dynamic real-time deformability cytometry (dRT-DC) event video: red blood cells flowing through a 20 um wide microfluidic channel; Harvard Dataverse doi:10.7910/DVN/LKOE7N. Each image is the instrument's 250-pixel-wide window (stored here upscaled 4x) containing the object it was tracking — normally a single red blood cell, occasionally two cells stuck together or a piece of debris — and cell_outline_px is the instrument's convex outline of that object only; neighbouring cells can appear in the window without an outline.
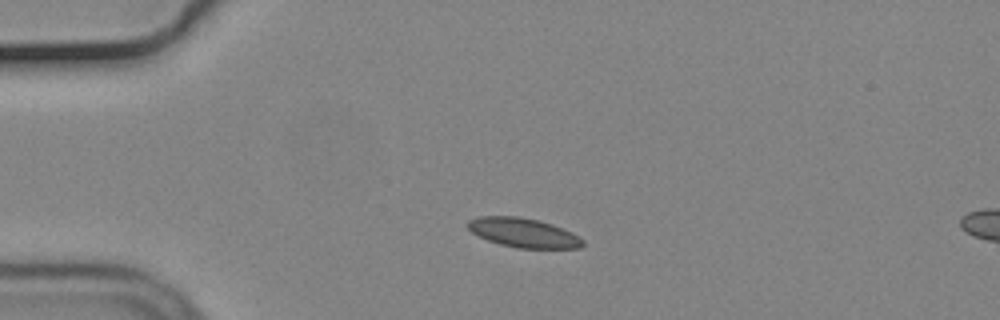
{"species": "common noctule bat (a hibernating species)", "species_latin": "Nyctalus noctula", "temperature_condition": "cold", "stored_images_in_passage": 14, "camera_frame_rate_fps": 3000, "um_per_image_px": 0.085, "animal": {"sex": "male", "body_mass_g": 19.2, "forearm_length_mm": 51.8}, "frame": {"image": 1, "passage_image": 10, "time_ms": 3.0, "image_size_px": [1000, 320], "cell_outline_px": [[584, 244], [580, 248], [520, 248], [500, 244], [488, 240], [472, 232], [464, 224], [468, 220], [480, 216], [520, 216], [540, 220], [552, 224], [572, 232], [580, 236], [584, 240]], "centroid_in_image_um": [44.5, 19.77], "position_along_channel_um": 40.5, "area_um2": 19.77}}